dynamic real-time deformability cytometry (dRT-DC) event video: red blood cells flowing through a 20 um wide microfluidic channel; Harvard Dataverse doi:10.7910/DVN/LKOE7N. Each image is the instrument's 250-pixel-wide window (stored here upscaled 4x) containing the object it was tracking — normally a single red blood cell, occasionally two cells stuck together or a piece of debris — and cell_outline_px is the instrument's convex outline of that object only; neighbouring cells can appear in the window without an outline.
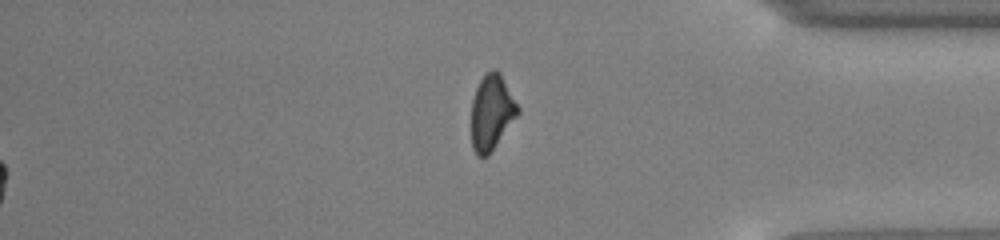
{"species": "common noctule bat (a hibernating species)", "species_latin": "Nyctalus noctula", "temperature_condition": "cold", "stored_images_in_passage": 49, "segment_of_instrument_passage": [2, 2], "camera_frame_rate_fps": 3000, "um_per_image_px": 0.085, "animal": {"sex": "male", "body_mass_g": 13.0, "forearm_length_mm": 53.1}, "frame": {"image": 1, "passage_image": 49, "time_ms": 16.0, "image_size_px": [1000, 240], "cell_outline_px": [[520, 112], [488, 156], [476, 156], [472, 148], [472, 100], [476, 88], [484, 72], [492, 68], [496, 68], [500, 72], [520, 108]], "centroid_in_image_um": [41.79, 9.52], "position_along_channel_um": 393.4, "area_um2": 20.52}}